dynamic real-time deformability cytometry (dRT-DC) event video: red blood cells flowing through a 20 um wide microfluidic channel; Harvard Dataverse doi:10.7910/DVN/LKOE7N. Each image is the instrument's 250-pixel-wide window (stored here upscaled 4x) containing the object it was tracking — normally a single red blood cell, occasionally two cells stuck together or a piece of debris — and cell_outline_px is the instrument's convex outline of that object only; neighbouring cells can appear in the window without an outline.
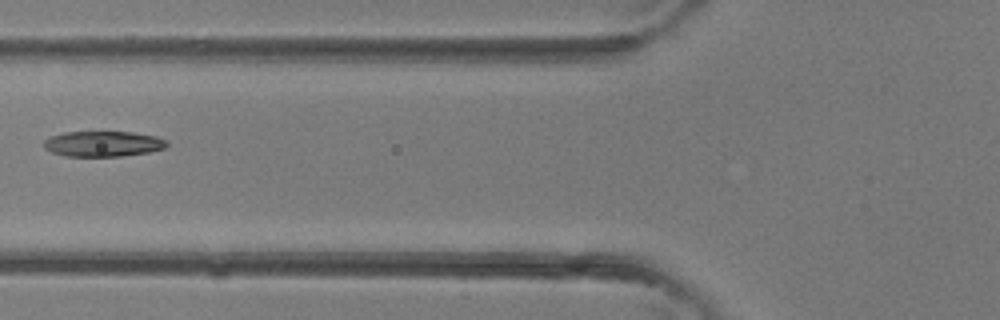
{"species": "common noctule bat (a hibernating species)", "species_latin": "Nyctalus noctula", "temperature_condition": "room temperature", "stored_images_in_passage": 5, "camera_frame_rate_fps": 3000, "um_per_image_px": 0.085, "animal": {"sex": "female"}, "frame": {"image": 1, "passage_image": 5, "time_ms": 1.333, "image_size_px": [1000, 320], "cell_outline_px": [[168, 144], [164, 148], [148, 152], [120, 156], [64, 156], [52, 152], [44, 148], [44, 140], [52, 136], [64, 132], [132, 132], [156, 136], [164, 140]], "centroid_in_image_um": [8.73, 12.22], "position_along_channel_um": 117.1, "area_um2": 18.09}}